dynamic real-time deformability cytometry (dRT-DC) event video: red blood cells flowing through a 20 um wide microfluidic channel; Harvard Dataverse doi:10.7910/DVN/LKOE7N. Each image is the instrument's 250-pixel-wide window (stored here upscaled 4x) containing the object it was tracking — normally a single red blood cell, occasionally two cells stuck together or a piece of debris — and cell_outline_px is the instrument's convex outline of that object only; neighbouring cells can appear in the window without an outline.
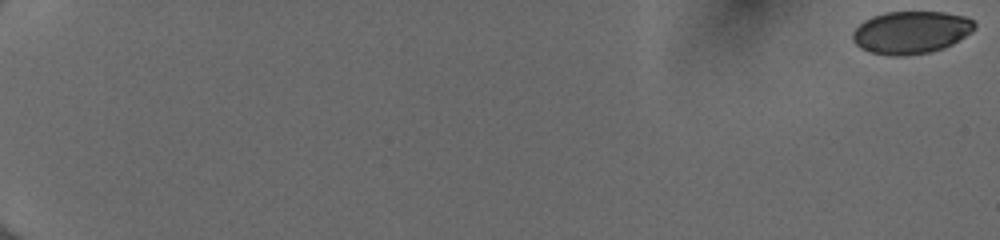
{"species": "human", "species_latin": "Homo sapiens", "temperature_condition": "cold", "stored_images_in_passage": 55, "camera_frame_rate_fps": 3000, "um_per_image_px": 0.085, "donor": {"sex": "female"}, "frame": {"image": 1, "passage_image": 1, "time_ms": 0.0, "image_size_px": [1000, 240], "cell_outline_px": [[976, 28], [972, 32], [952, 44], [944, 48], [928, 52], [896, 56], [872, 52], [860, 48], [852, 40], [852, 32], [864, 20], [872, 16], [888, 12], [944, 12], [964, 16], [972, 20], [976, 24]], "centroid_in_image_um": [77.44, 2.74], "position_along_channel_um": 7.6, "area_um2": 30.06}}
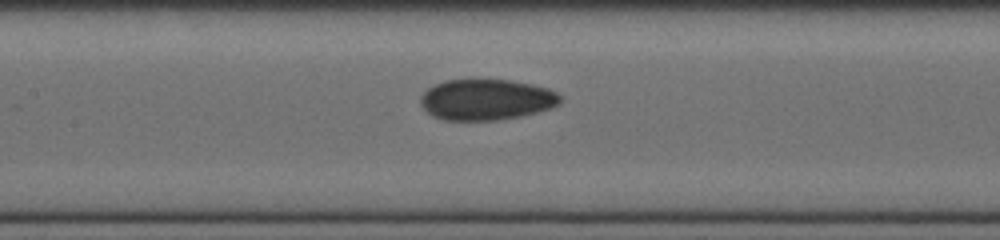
{"frame": {"image": 2, "passage_image": 30, "time_ms": 9.667, "image_size_px": [1000, 240], "cell_outline_px": [[560, 104], [536, 112], [520, 116], [496, 120], [444, 120], [432, 116], [420, 104], [420, 96], [428, 88], [444, 80], [472, 76], [480, 76], [512, 80], [532, 84], [548, 88], [556, 92], [560, 96]], "centroid_in_image_um": [41.3, 8.41], "position_along_channel_um": 166.1, "area_um2": 34.28}}
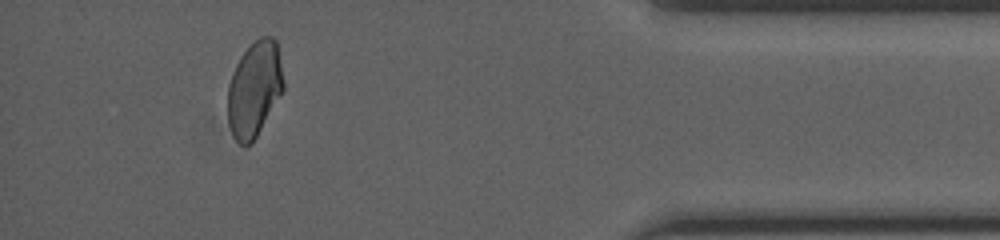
{"frame": {"image": 3, "passage_image": 51, "time_ms": 16.667, "image_size_px": [1000, 240], "cell_outline_px": [[284, 88], [252, 144], [240, 144], [232, 136], [228, 124], [228, 84], [232, 72], [240, 56], [260, 36], [272, 36], [276, 40], [284, 84]], "centroid_in_image_um": [21.6, 7.58], "position_along_channel_um": 413.6, "area_um2": 30.75}, "authors_computed_cell_mechanics": {"area_um2": 31.9056, "velocity_mm_per_s": 4.0443, "shape_relaxation_time_tau1_ms": null, "shape_relaxation_time_tau2_ms": 2.1034, "deformation_change_tau1": null, "deformation_change_tau2": 0.0477}}